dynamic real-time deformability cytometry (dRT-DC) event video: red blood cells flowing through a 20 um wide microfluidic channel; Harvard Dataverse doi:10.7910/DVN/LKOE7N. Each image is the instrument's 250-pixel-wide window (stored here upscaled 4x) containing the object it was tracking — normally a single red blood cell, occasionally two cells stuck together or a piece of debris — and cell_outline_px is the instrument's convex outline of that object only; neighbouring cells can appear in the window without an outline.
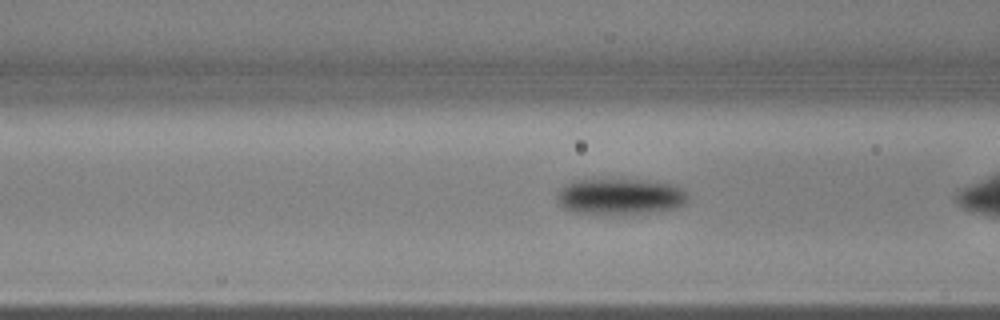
{"species": "common noctule bat (a hibernating species)", "species_latin": "Nyctalus noctula", "temperature_condition": "warm", "stored_images_in_passage": 38, "camera_frame_rate_fps": 3000, "um_per_image_px": 0.085, "animal": {"sex": "male", "body_mass_g": 17.9, "forearm_length_mm": 54.2}, "frame": {"image": 1, "passage_image": 16, "time_ms": 5.0, "image_size_px": [1000, 320], "cell_outline_px": [[688, 204], [676, 208], [656, 212], [572, 212], [564, 208], [556, 200], [556, 192], [564, 184], [572, 180], [644, 180], [676, 184], [684, 188], [688, 192]], "centroid_in_image_um": [52.77, 16.67], "position_along_channel_um": 113.8, "area_um2": 27.46}}
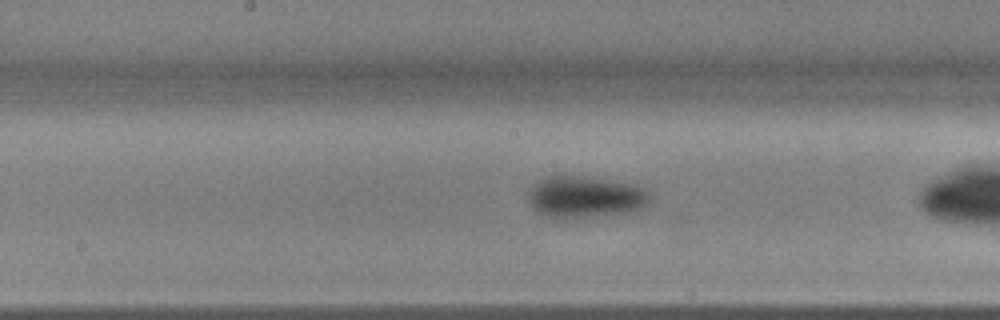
{"frame": {"image": 2, "passage_image": 23, "time_ms": 7.333, "image_size_px": [1000, 320], "cell_outline_px": [[652, 200], [648, 204], [640, 208], [624, 212], [596, 216], [564, 220], [552, 220], [536, 212], [532, 208], [528, 200], [528, 192], [532, 184], [548, 176], [584, 176], [632, 184], [648, 192], [652, 196]], "centroid_in_image_um": [49.65, 16.77], "position_along_channel_um": 198.5, "area_um2": 29.94}}
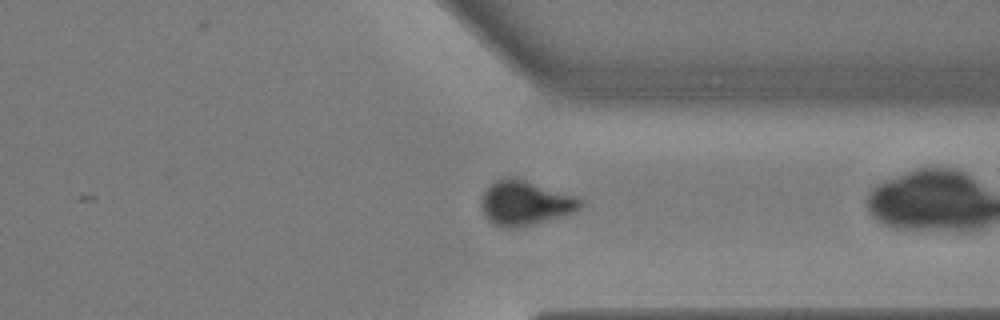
{"frame": {"image": 3, "passage_image": 37, "time_ms": 12.0, "image_size_px": [1000, 320], "cell_outline_px": [[584, 204], [576, 212], [564, 216], [536, 224], [520, 228], [508, 228], [496, 224], [488, 220], [484, 216], [480, 204], [480, 200], [484, 192], [496, 180], [508, 176], [512, 176], [576, 196]], "centroid_in_image_um": [44.64, 17.27], "position_along_channel_um": 366.8, "area_um2": 25.89}}